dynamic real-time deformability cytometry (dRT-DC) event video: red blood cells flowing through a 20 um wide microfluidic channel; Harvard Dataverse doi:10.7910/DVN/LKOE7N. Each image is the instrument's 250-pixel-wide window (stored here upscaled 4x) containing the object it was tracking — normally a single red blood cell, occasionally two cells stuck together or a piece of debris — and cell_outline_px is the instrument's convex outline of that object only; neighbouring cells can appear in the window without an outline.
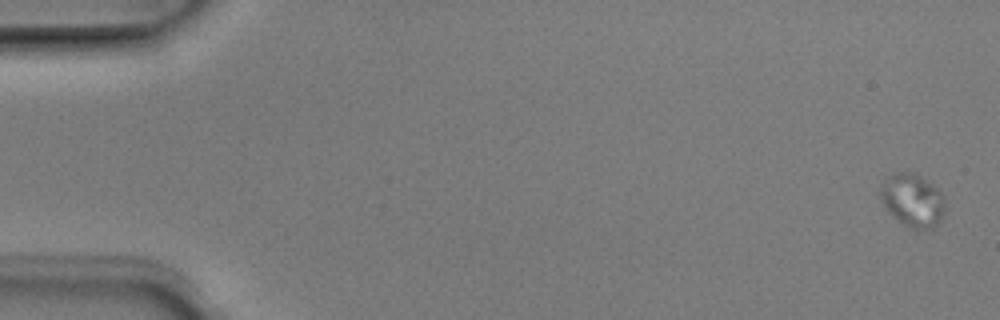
{"species": "Egyptian fruit bat (a non-hibernating species)", "species_latin": "Rousettus aegyptiacus", "temperature_condition": "room temperature", "stored_images_in_passage": 11, "camera_frame_rate_fps": 3000, "um_per_image_px": 0.085, "animal": {"sex": "male"}, "frame": {"image": 1, "passage_image": 1, "time_ms": 0.0, "image_size_px": [1000, 320], "cell_outline_px": [[944, 212], [940, 220], [936, 224], [928, 228], [912, 228], [904, 224], [884, 204], [880, 196], [880, 188], [884, 180], [892, 172], [916, 172], [936, 188], [944, 196]], "centroid_in_image_um": [77.57, 16.96], "position_along_channel_um": 7.4, "area_um2": 19.42}}
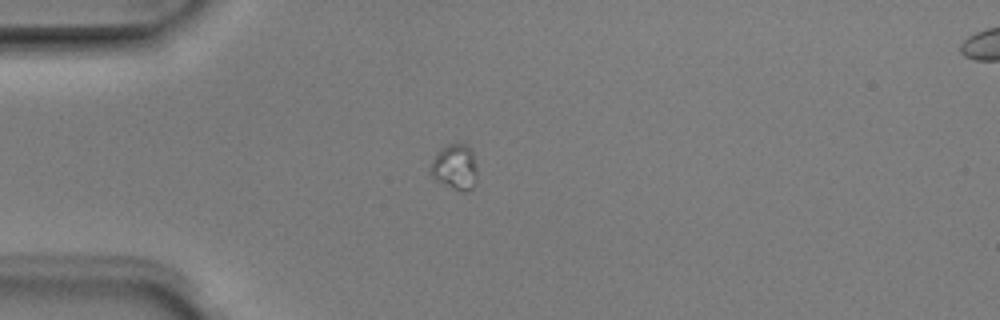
{"frame": {"image": 2, "passage_image": 4, "time_ms": 1.0, "image_size_px": [1000, 320], "cell_outline_px": [[476, 176], [472, 188], [468, 192], [464, 192], [436, 180], [428, 172], [432, 160], [436, 152], [440, 148], [448, 144], [468, 144], [472, 148], [476, 164]], "centroid_in_image_um": [38.65, 14.16], "position_along_channel_um": 46.3, "area_um2": 12.48}}